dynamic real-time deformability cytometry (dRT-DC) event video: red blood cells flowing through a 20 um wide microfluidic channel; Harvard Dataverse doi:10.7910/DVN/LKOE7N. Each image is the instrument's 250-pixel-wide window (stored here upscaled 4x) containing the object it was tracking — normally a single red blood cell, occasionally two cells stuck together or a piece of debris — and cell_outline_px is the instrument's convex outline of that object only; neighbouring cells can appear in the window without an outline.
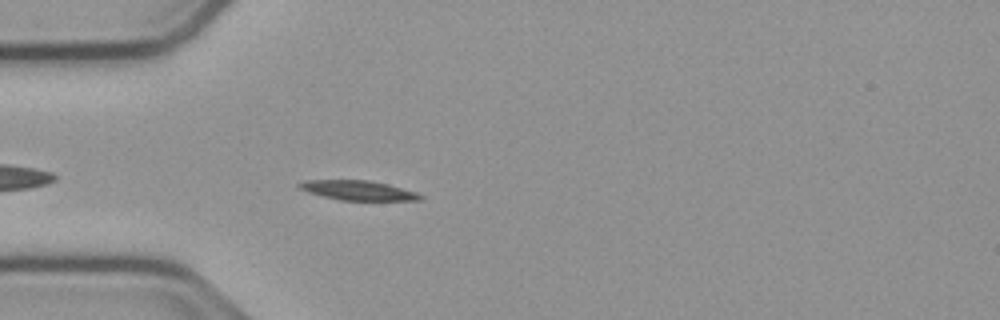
{"species": "common noctule bat (a hibernating species)", "species_latin": "Nyctalus noctula", "temperature_condition": "cold", "stored_images_in_passage": 43, "camera_frame_rate_fps": 3000, "um_per_image_px": 0.085, "animal": {"sex": "male", "body_mass_g": 23.1, "forearm_length_mm": 52.7}, "frame": {"image": 1, "passage_image": 4, "time_ms": 1.0, "image_size_px": [1000, 320], "cell_outline_px": [[424, 200], [340, 200], [308, 192], [300, 188], [296, 184], [304, 180], [368, 180], [388, 184], [416, 192], [424, 196]], "centroid_in_image_um": [30.45, 16.18], "position_along_channel_um": 54.5, "area_um2": 13.76}}
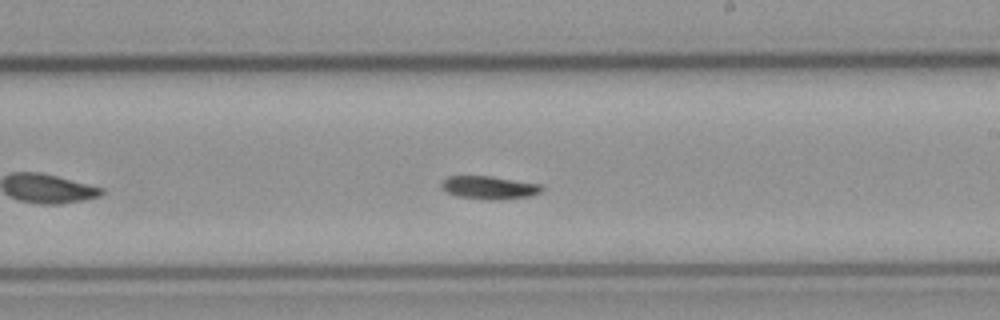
{"frame": {"image": 2, "passage_image": 20, "time_ms": 6.333, "image_size_px": [1000, 320], "cell_outline_px": [[544, 188], [540, 192], [532, 196], [500, 200], [488, 200], [456, 196], [444, 192], [440, 188], [440, 184], [448, 176], [492, 176], [540, 184]], "centroid_in_image_um": [41.56, 15.95], "position_along_channel_um": 247.4, "area_um2": 13.76}}
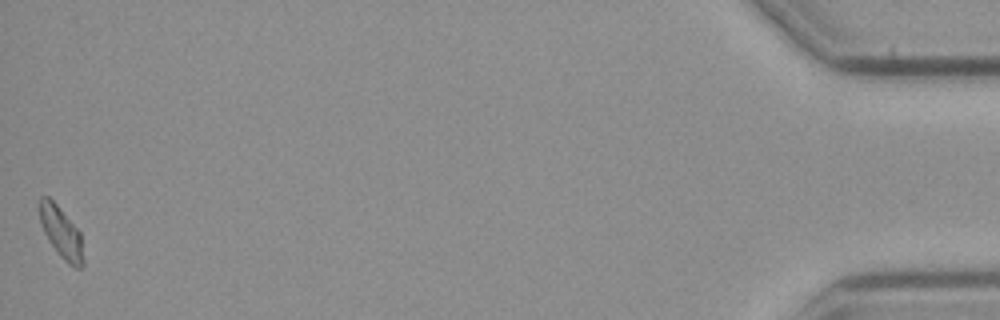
{"frame": {"image": 3, "passage_image": 43, "time_ms": 14.0, "image_size_px": [1000, 320], "cell_outline_px": [[84, 264], [80, 268], [76, 268], [68, 264], [60, 256], [48, 240], [40, 224], [36, 204], [40, 196], [48, 196], [56, 204], [80, 232], [84, 260]], "centroid_in_image_um": [5.15, 19.73], "position_along_channel_um": 430.0, "area_um2": 13.35}, "authors_computed_cell_mechanics": {"area_um2": 13.4096, "velocity_mm_per_s": 3.7319, "shape_relaxation_time_tau1_ms": 4.4561, "shape_relaxation_time_tau2_ms": null, "deformation_change_tau1": 0.1147, "deformation_change_tau2": null}}